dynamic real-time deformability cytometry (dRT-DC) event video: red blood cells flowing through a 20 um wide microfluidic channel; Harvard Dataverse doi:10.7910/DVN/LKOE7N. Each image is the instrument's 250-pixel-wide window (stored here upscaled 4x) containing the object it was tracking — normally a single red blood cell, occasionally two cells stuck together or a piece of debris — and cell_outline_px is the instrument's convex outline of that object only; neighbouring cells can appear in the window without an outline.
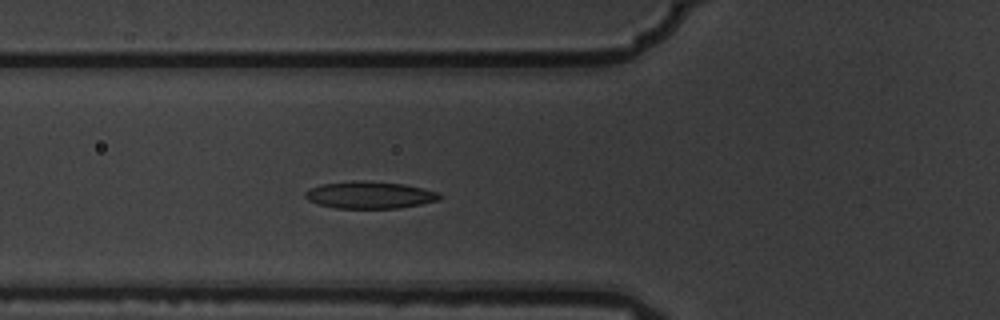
{"species": "common noctule bat (a hibernating species)", "species_latin": "Nyctalus noctula", "temperature_condition": "warm", "stored_images_in_passage": 4, "camera_frame_rate_fps": 3000, "um_per_image_px": 0.085, "animal": {"sex": "male", "body_mass_g": 19.5, "forearm_length_mm": 54.6}, "frame": {"image": 1, "passage_image": 4, "time_ms": 1.0, "image_size_px": [1000, 320], "cell_outline_px": [[440, 200], [400, 208], [336, 208], [316, 204], [308, 200], [304, 196], [304, 192], [320, 184], [352, 180], [364, 180], [404, 184], [424, 188], [440, 192]], "centroid_in_image_um": [31.42, 16.56], "position_along_channel_um": 94.4, "area_um2": 21.44}}